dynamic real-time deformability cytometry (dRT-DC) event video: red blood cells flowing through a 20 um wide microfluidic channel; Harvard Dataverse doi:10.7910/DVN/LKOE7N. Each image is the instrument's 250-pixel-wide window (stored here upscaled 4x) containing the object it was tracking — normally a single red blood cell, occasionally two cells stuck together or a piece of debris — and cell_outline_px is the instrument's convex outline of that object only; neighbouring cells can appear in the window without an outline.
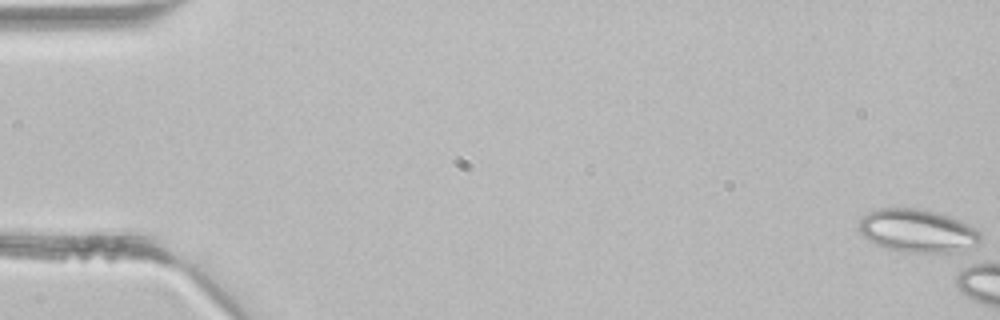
{"species": "common noctule bat (a hibernating species)", "species_latin": "Nyctalus noctula", "temperature_condition": "room temperature", "stored_images_in_passage": 1, "camera_frame_rate_fps": 3000, "um_per_image_px": 0.085, "animal": {"sex": "male", "body_mass_g": 21.5, "forearm_length_mm": 52.0}, "frame": {"image": 1, "passage_image": 1, "time_ms": 0.0, "image_size_px": [1000, 320], "cell_outline_px": [[980, 240], [968, 252], [904, 252], [888, 248], [876, 244], [868, 240], [860, 232], [860, 220], [868, 212], [880, 208], [920, 208], [936, 212], [960, 220], [976, 228], [980, 232]], "centroid_in_image_um": [78.04, 19.63], "position_along_channel_um": 7.0, "area_um2": 30.63}}